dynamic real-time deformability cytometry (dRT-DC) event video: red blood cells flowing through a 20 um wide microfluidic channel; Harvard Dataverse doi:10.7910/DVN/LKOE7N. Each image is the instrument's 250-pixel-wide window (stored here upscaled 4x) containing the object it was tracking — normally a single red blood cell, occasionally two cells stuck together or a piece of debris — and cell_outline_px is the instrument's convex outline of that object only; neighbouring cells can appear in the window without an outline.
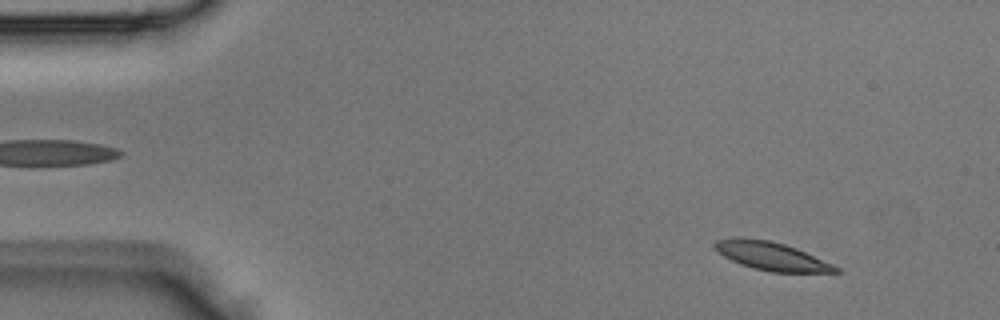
{"species": "Egyptian fruit bat (a non-hibernating species)", "species_latin": "Rousettus aegyptiacus", "temperature_condition": "room temperature", "stored_images_in_passage": 4, "segment_of_instrument_passage": [1, 2], "camera_frame_rate_fps": 3000, "um_per_image_px": 0.085, "animal": {"sex": "male"}, "frame": {"image": 1, "passage_image": 1, "time_ms": 0.0, "image_size_px": [1000, 320], "cell_outline_px": [[840, 272], [772, 272], [752, 268], [740, 264], [724, 256], [712, 248], [712, 244], [716, 240], [736, 236], [740, 236], [768, 240], [784, 244], [796, 248], [832, 264], [840, 268]], "centroid_in_image_um": [65.49, 21.75], "position_along_channel_um": 19.5, "area_um2": 20.0}}